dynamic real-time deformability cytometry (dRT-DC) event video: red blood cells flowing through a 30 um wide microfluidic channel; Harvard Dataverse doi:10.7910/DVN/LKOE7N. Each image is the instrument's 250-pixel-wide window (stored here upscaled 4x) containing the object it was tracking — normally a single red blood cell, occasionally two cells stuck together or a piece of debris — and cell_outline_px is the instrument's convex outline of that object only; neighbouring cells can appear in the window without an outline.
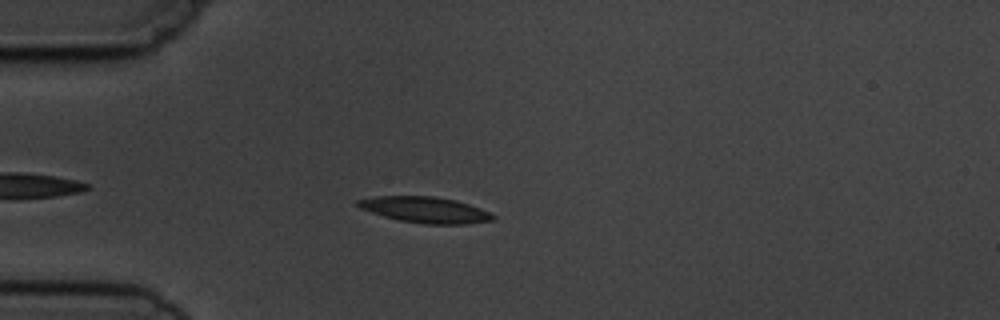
{"species": "common noctule bat (a hibernating species)", "species_latin": "Nyctalus noctula", "temperature_condition": "cold", "stored_images_in_passage": 5, "camera_frame_rate_fps": 3000, "um_per_image_px": 0.085, "animal": {"sex": "male", "body_mass_g": 19.5, "forearm_length_mm": 54.6}, "frame": {"image": 1, "passage_image": 4, "time_ms": 3.667, "image_size_px": [1000, 320], "cell_outline_px": [[496, 216], [492, 220], [464, 224], [424, 224], [400, 220], [384, 216], [360, 208], [356, 204], [356, 200], [376, 196], [436, 196], [456, 200], [480, 208]], "centroid_in_image_um": [36.13, 17.82], "position_along_channel_um": 48.9, "area_um2": 20.29}}